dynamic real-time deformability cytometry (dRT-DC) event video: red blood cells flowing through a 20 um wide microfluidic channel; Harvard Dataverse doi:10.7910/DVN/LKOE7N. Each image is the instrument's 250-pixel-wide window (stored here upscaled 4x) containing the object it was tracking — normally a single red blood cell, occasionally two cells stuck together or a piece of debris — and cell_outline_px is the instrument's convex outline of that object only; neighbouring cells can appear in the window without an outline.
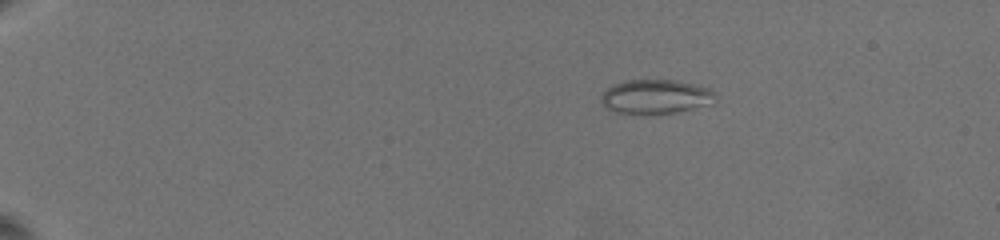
{"species": "common noctule bat (a hibernating species)", "species_latin": "Nyctalus noctula", "temperature_condition": "warm", "stored_images_in_passage": 42, "camera_frame_rate_fps": 3000, "um_per_image_px": 0.085, "animal": {"sex": "female", "body_mass_g": 19.5, "forearm_length_mm": 54.1}, "frame": {"image": 1, "passage_image": 1, "time_ms": 0.0, "image_size_px": [1000, 240], "cell_outline_px": [[716, 100], [692, 108], [676, 112], [652, 116], [616, 112], [608, 108], [600, 100], [600, 96], [608, 88], [616, 84], [628, 80], [672, 80], [692, 84], [708, 88], [712, 92]], "centroid_in_image_um": [55.67, 8.24], "position_along_channel_um": 29.3, "area_um2": 22.54}}
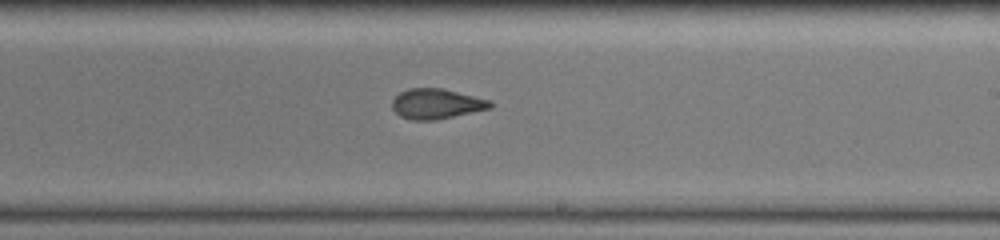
{"frame": {"image": 2, "passage_image": 24, "time_ms": 10.0, "image_size_px": [1000, 240], "cell_outline_px": [[492, 108], [436, 120], [412, 120], [400, 116], [392, 108], [392, 100], [400, 92], [408, 88], [444, 88], [488, 100], [492, 104]], "centroid_in_image_um": [37.07, 8.82], "position_along_channel_um": 251.9, "area_um2": 17.17}}
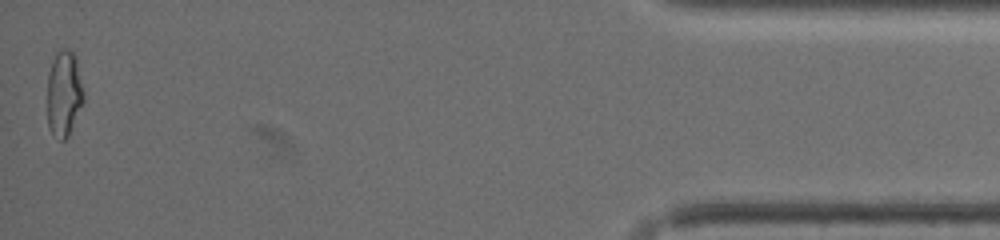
{"frame": {"image": 3, "passage_image": 42, "time_ms": 17.333, "image_size_px": [1000, 240], "cell_outline_px": [[84, 100], [68, 136], [64, 140], [60, 140], [48, 128], [48, 76], [52, 60], [56, 52], [64, 48], [68, 48], [76, 56], [84, 92]], "centroid_in_image_um": [5.45, 7.92], "position_along_channel_um": 429.8, "area_um2": 18.15}, "authors_computed_cell_mechanics": {"area_um2": 17.6579, "velocity_mm_per_s": 3.3987, "shape_relaxation_time_tau1_ms": null, "shape_relaxation_time_tau2_ms": 1.2534, "deformation_change_tau1": null, "deformation_change_tau2": 0.0723}}